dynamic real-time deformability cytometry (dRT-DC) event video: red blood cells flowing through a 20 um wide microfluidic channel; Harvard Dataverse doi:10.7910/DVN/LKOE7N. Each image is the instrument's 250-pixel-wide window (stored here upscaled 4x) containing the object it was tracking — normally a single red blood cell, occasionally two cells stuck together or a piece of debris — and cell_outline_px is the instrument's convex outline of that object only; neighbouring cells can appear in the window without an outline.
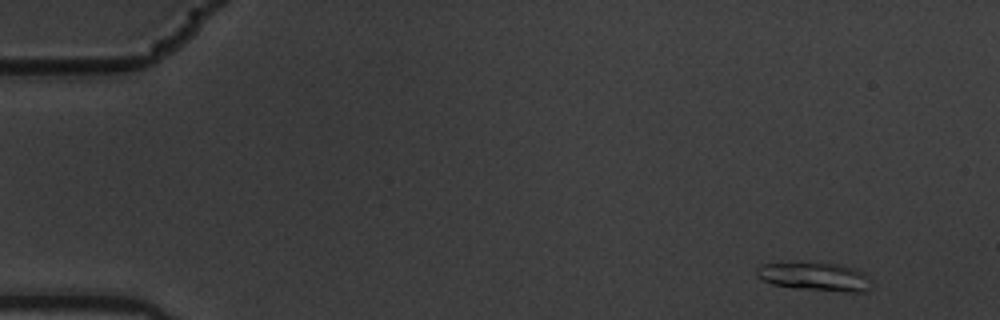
{"species": "common noctule bat (a hibernating species)", "species_latin": "Nyctalus noctula", "temperature_condition": "warm", "stored_images_in_passage": 6, "camera_frame_rate_fps": 3000, "um_per_image_px": 0.085, "animal": {"sex": "male", "body_mass_g": 19.5, "forearm_length_mm": 54.6}, "frame": {"image": 1, "passage_image": 1, "time_ms": 0.0, "image_size_px": [1000, 320], "cell_outline_px": [[872, 288], [864, 292], [848, 292], [808, 288], [772, 284], [756, 276], [756, 268], [760, 264], [840, 264], [864, 272], [872, 280]], "centroid_in_image_um": [69.36, 23.53], "position_along_channel_um": 15.6, "area_um2": 18.38}}
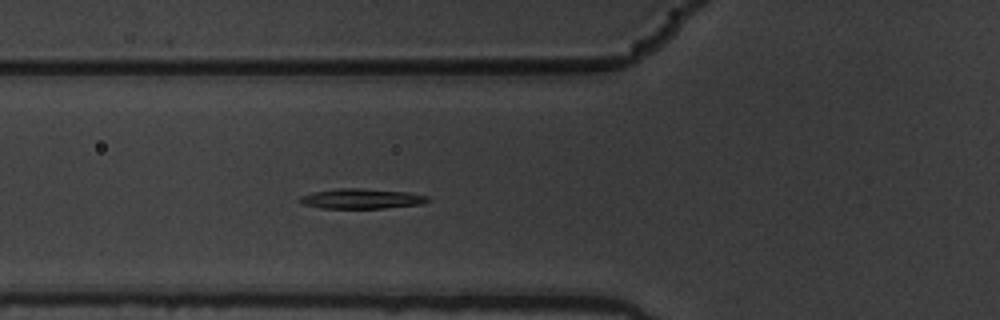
{"frame": {"image": 2, "passage_image": 6, "time_ms": 1.667, "image_size_px": [1000, 320], "cell_outline_px": [[428, 200], [420, 204], [384, 208], [320, 208], [304, 204], [296, 200], [300, 196], [312, 192], [336, 188], [360, 188], [408, 192], [428, 196]], "centroid_in_image_um": [30.66, 16.88], "position_along_channel_um": 95.1, "area_um2": 14.91}}